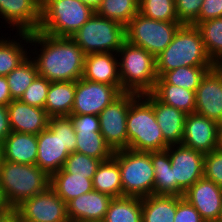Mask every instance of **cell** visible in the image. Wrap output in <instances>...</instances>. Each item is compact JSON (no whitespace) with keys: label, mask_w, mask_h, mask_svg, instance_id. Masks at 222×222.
Masks as SVG:
<instances>
[{"label":"cell","mask_w":222,"mask_h":222,"mask_svg":"<svg viewBox=\"0 0 222 222\" xmlns=\"http://www.w3.org/2000/svg\"><path fill=\"white\" fill-rule=\"evenodd\" d=\"M29 43L35 47L29 52L33 54L30 56L38 76L50 82H76L82 78L86 54L71 37L51 36L37 30L29 33Z\"/></svg>","instance_id":"1"},{"label":"cell","mask_w":222,"mask_h":222,"mask_svg":"<svg viewBox=\"0 0 222 222\" xmlns=\"http://www.w3.org/2000/svg\"><path fill=\"white\" fill-rule=\"evenodd\" d=\"M37 143L36 165L51 177L76 152V132L70 117H51L48 127L37 135Z\"/></svg>","instance_id":"2"},{"label":"cell","mask_w":222,"mask_h":222,"mask_svg":"<svg viewBox=\"0 0 222 222\" xmlns=\"http://www.w3.org/2000/svg\"><path fill=\"white\" fill-rule=\"evenodd\" d=\"M128 149L140 152L166 150L162 131L152 107V93L138 95L129 106L127 120Z\"/></svg>","instance_id":"3"},{"label":"cell","mask_w":222,"mask_h":222,"mask_svg":"<svg viewBox=\"0 0 222 222\" xmlns=\"http://www.w3.org/2000/svg\"><path fill=\"white\" fill-rule=\"evenodd\" d=\"M186 66H213L199 29L190 24H183L171 43L156 57L158 77L167 71Z\"/></svg>","instance_id":"4"},{"label":"cell","mask_w":222,"mask_h":222,"mask_svg":"<svg viewBox=\"0 0 222 222\" xmlns=\"http://www.w3.org/2000/svg\"><path fill=\"white\" fill-rule=\"evenodd\" d=\"M117 55L122 91L137 95L151 93L158 79L156 58L145 49L127 41Z\"/></svg>","instance_id":"5"},{"label":"cell","mask_w":222,"mask_h":222,"mask_svg":"<svg viewBox=\"0 0 222 222\" xmlns=\"http://www.w3.org/2000/svg\"><path fill=\"white\" fill-rule=\"evenodd\" d=\"M49 186L50 176L37 165L1 160L0 187L13 210L24 200L44 192Z\"/></svg>","instance_id":"6"},{"label":"cell","mask_w":222,"mask_h":222,"mask_svg":"<svg viewBox=\"0 0 222 222\" xmlns=\"http://www.w3.org/2000/svg\"><path fill=\"white\" fill-rule=\"evenodd\" d=\"M95 12L81 0H42L38 31L72 37Z\"/></svg>","instance_id":"7"},{"label":"cell","mask_w":222,"mask_h":222,"mask_svg":"<svg viewBox=\"0 0 222 222\" xmlns=\"http://www.w3.org/2000/svg\"><path fill=\"white\" fill-rule=\"evenodd\" d=\"M121 172L123 196L144 198L153 194L155 172L150 152L114 151Z\"/></svg>","instance_id":"8"},{"label":"cell","mask_w":222,"mask_h":222,"mask_svg":"<svg viewBox=\"0 0 222 222\" xmlns=\"http://www.w3.org/2000/svg\"><path fill=\"white\" fill-rule=\"evenodd\" d=\"M71 38L86 55L117 53L126 41L125 26L95 12Z\"/></svg>","instance_id":"9"},{"label":"cell","mask_w":222,"mask_h":222,"mask_svg":"<svg viewBox=\"0 0 222 222\" xmlns=\"http://www.w3.org/2000/svg\"><path fill=\"white\" fill-rule=\"evenodd\" d=\"M182 25L179 21H158L138 13L125 26L126 41L156 58L171 43Z\"/></svg>","instance_id":"10"},{"label":"cell","mask_w":222,"mask_h":222,"mask_svg":"<svg viewBox=\"0 0 222 222\" xmlns=\"http://www.w3.org/2000/svg\"><path fill=\"white\" fill-rule=\"evenodd\" d=\"M18 222H70L67 204L49 186L14 209Z\"/></svg>","instance_id":"11"},{"label":"cell","mask_w":222,"mask_h":222,"mask_svg":"<svg viewBox=\"0 0 222 222\" xmlns=\"http://www.w3.org/2000/svg\"><path fill=\"white\" fill-rule=\"evenodd\" d=\"M137 96L135 93L123 92L98 115L100 133L113 151L128 148L127 114L130 103Z\"/></svg>","instance_id":"12"},{"label":"cell","mask_w":222,"mask_h":222,"mask_svg":"<svg viewBox=\"0 0 222 222\" xmlns=\"http://www.w3.org/2000/svg\"><path fill=\"white\" fill-rule=\"evenodd\" d=\"M122 93L121 86L107 85L83 78L78 79L75 82V97L71 114L99 115Z\"/></svg>","instance_id":"13"},{"label":"cell","mask_w":222,"mask_h":222,"mask_svg":"<svg viewBox=\"0 0 222 222\" xmlns=\"http://www.w3.org/2000/svg\"><path fill=\"white\" fill-rule=\"evenodd\" d=\"M173 181H177V196H183L194 183L204 177V157L182 144L169 146Z\"/></svg>","instance_id":"14"},{"label":"cell","mask_w":222,"mask_h":222,"mask_svg":"<svg viewBox=\"0 0 222 222\" xmlns=\"http://www.w3.org/2000/svg\"><path fill=\"white\" fill-rule=\"evenodd\" d=\"M220 125L197 113L187 114L182 145L204 155L219 148Z\"/></svg>","instance_id":"15"},{"label":"cell","mask_w":222,"mask_h":222,"mask_svg":"<svg viewBox=\"0 0 222 222\" xmlns=\"http://www.w3.org/2000/svg\"><path fill=\"white\" fill-rule=\"evenodd\" d=\"M41 5V0H0V18L12 31L31 33L39 29Z\"/></svg>","instance_id":"16"},{"label":"cell","mask_w":222,"mask_h":222,"mask_svg":"<svg viewBox=\"0 0 222 222\" xmlns=\"http://www.w3.org/2000/svg\"><path fill=\"white\" fill-rule=\"evenodd\" d=\"M195 113L222 123V73L214 68L205 74L196 89Z\"/></svg>","instance_id":"17"},{"label":"cell","mask_w":222,"mask_h":222,"mask_svg":"<svg viewBox=\"0 0 222 222\" xmlns=\"http://www.w3.org/2000/svg\"><path fill=\"white\" fill-rule=\"evenodd\" d=\"M183 197L205 222H217L222 207V188L213 181L202 177L185 191Z\"/></svg>","instance_id":"18"},{"label":"cell","mask_w":222,"mask_h":222,"mask_svg":"<svg viewBox=\"0 0 222 222\" xmlns=\"http://www.w3.org/2000/svg\"><path fill=\"white\" fill-rule=\"evenodd\" d=\"M7 109L14 132L38 135L48 127L50 117L43 108L28 105L18 99L12 100Z\"/></svg>","instance_id":"19"},{"label":"cell","mask_w":222,"mask_h":222,"mask_svg":"<svg viewBox=\"0 0 222 222\" xmlns=\"http://www.w3.org/2000/svg\"><path fill=\"white\" fill-rule=\"evenodd\" d=\"M112 199L109 195L92 190L70 200L67 203L69 221L102 222Z\"/></svg>","instance_id":"20"},{"label":"cell","mask_w":222,"mask_h":222,"mask_svg":"<svg viewBox=\"0 0 222 222\" xmlns=\"http://www.w3.org/2000/svg\"><path fill=\"white\" fill-rule=\"evenodd\" d=\"M83 79L121 86L117 53H91L85 56Z\"/></svg>","instance_id":"21"},{"label":"cell","mask_w":222,"mask_h":222,"mask_svg":"<svg viewBox=\"0 0 222 222\" xmlns=\"http://www.w3.org/2000/svg\"><path fill=\"white\" fill-rule=\"evenodd\" d=\"M152 107L155 112L156 121L162 131L164 141L169 146L181 144L187 114L160 102L153 94Z\"/></svg>","instance_id":"22"},{"label":"cell","mask_w":222,"mask_h":222,"mask_svg":"<svg viewBox=\"0 0 222 222\" xmlns=\"http://www.w3.org/2000/svg\"><path fill=\"white\" fill-rule=\"evenodd\" d=\"M0 148L3 160L36 165L37 135L12 131L0 145Z\"/></svg>","instance_id":"23"},{"label":"cell","mask_w":222,"mask_h":222,"mask_svg":"<svg viewBox=\"0 0 222 222\" xmlns=\"http://www.w3.org/2000/svg\"><path fill=\"white\" fill-rule=\"evenodd\" d=\"M75 97V81L50 82L44 106L48 116L61 117L71 115Z\"/></svg>","instance_id":"24"},{"label":"cell","mask_w":222,"mask_h":222,"mask_svg":"<svg viewBox=\"0 0 222 222\" xmlns=\"http://www.w3.org/2000/svg\"><path fill=\"white\" fill-rule=\"evenodd\" d=\"M3 36L0 37V76H7L29 56L27 48L30 45L26 47L29 43V33L17 32V36L20 37H18V41L14 38L10 40L9 36L3 39ZM23 42L24 44H22Z\"/></svg>","instance_id":"25"},{"label":"cell","mask_w":222,"mask_h":222,"mask_svg":"<svg viewBox=\"0 0 222 222\" xmlns=\"http://www.w3.org/2000/svg\"><path fill=\"white\" fill-rule=\"evenodd\" d=\"M50 187L67 204L70 200L93 190L92 179L74 175L63 168L50 177Z\"/></svg>","instance_id":"26"},{"label":"cell","mask_w":222,"mask_h":222,"mask_svg":"<svg viewBox=\"0 0 222 222\" xmlns=\"http://www.w3.org/2000/svg\"><path fill=\"white\" fill-rule=\"evenodd\" d=\"M150 157L155 172L153 194L177 196V181H173L169 147L166 150L150 152Z\"/></svg>","instance_id":"27"},{"label":"cell","mask_w":222,"mask_h":222,"mask_svg":"<svg viewBox=\"0 0 222 222\" xmlns=\"http://www.w3.org/2000/svg\"><path fill=\"white\" fill-rule=\"evenodd\" d=\"M177 196L150 195L142 198V222H174Z\"/></svg>","instance_id":"28"},{"label":"cell","mask_w":222,"mask_h":222,"mask_svg":"<svg viewBox=\"0 0 222 222\" xmlns=\"http://www.w3.org/2000/svg\"><path fill=\"white\" fill-rule=\"evenodd\" d=\"M92 183L93 190L100 193L109 195L112 198L123 196L119 164L113 157L100 163Z\"/></svg>","instance_id":"29"},{"label":"cell","mask_w":222,"mask_h":222,"mask_svg":"<svg viewBox=\"0 0 222 222\" xmlns=\"http://www.w3.org/2000/svg\"><path fill=\"white\" fill-rule=\"evenodd\" d=\"M160 102L186 114L195 113V92L172 84H155L151 92Z\"/></svg>","instance_id":"30"},{"label":"cell","mask_w":222,"mask_h":222,"mask_svg":"<svg viewBox=\"0 0 222 222\" xmlns=\"http://www.w3.org/2000/svg\"><path fill=\"white\" fill-rule=\"evenodd\" d=\"M102 222H142V198H113Z\"/></svg>","instance_id":"31"},{"label":"cell","mask_w":222,"mask_h":222,"mask_svg":"<svg viewBox=\"0 0 222 222\" xmlns=\"http://www.w3.org/2000/svg\"><path fill=\"white\" fill-rule=\"evenodd\" d=\"M76 152L107 161L113 157L114 151L106 143L100 130H75Z\"/></svg>","instance_id":"32"},{"label":"cell","mask_w":222,"mask_h":222,"mask_svg":"<svg viewBox=\"0 0 222 222\" xmlns=\"http://www.w3.org/2000/svg\"><path fill=\"white\" fill-rule=\"evenodd\" d=\"M213 66H186L165 72L155 84H172L196 92L202 78Z\"/></svg>","instance_id":"33"},{"label":"cell","mask_w":222,"mask_h":222,"mask_svg":"<svg viewBox=\"0 0 222 222\" xmlns=\"http://www.w3.org/2000/svg\"><path fill=\"white\" fill-rule=\"evenodd\" d=\"M96 13L126 26L139 13V0H102Z\"/></svg>","instance_id":"34"},{"label":"cell","mask_w":222,"mask_h":222,"mask_svg":"<svg viewBox=\"0 0 222 222\" xmlns=\"http://www.w3.org/2000/svg\"><path fill=\"white\" fill-rule=\"evenodd\" d=\"M37 76L36 64L29 55L17 68L6 76L12 99H20Z\"/></svg>","instance_id":"35"},{"label":"cell","mask_w":222,"mask_h":222,"mask_svg":"<svg viewBox=\"0 0 222 222\" xmlns=\"http://www.w3.org/2000/svg\"><path fill=\"white\" fill-rule=\"evenodd\" d=\"M196 27L208 56L214 61L222 53V17L200 22Z\"/></svg>","instance_id":"36"},{"label":"cell","mask_w":222,"mask_h":222,"mask_svg":"<svg viewBox=\"0 0 222 222\" xmlns=\"http://www.w3.org/2000/svg\"><path fill=\"white\" fill-rule=\"evenodd\" d=\"M139 13L158 21H178L175 0H139Z\"/></svg>","instance_id":"37"},{"label":"cell","mask_w":222,"mask_h":222,"mask_svg":"<svg viewBox=\"0 0 222 222\" xmlns=\"http://www.w3.org/2000/svg\"><path fill=\"white\" fill-rule=\"evenodd\" d=\"M102 161L78 152L71 153L63 166V169L74 175L86 176L92 179Z\"/></svg>","instance_id":"38"},{"label":"cell","mask_w":222,"mask_h":222,"mask_svg":"<svg viewBox=\"0 0 222 222\" xmlns=\"http://www.w3.org/2000/svg\"><path fill=\"white\" fill-rule=\"evenodd\" d=\"M49 87L50 81L37 76L19 100L28 105L44 109Z\"/></svg>","instance_id":"39"},{"label":"cell","mask_w":222,"mask_h":222,"mask_svg":"<svg viewBox=\"0 0 222 222\" xmlns=\"http://www.w3.org/2000/svg\"><path fill=\"white\" fill-rule=\"evenodd\" d=\"M204 177L222 188V149L218 148L204 157Z\"/></svg>","instance_id":"40"},{"label":"cell","mask_w":222,"mask_h":222,"mask_svg":"<svg viewBox=\"0 0 222 222\" xmlns=\"http://www.w3.org/2000/svg\"><path fill=\"white\" fill-rule=\"evenodd\" d=\"M203 0H175L178 21L182 24H192L199 16Z\"/></svg>","instance_id":"41"},{"label":"cell","mask_w":222,"mask_h":222,"mask_svg":"<svg viewBox=\"0 0 222 222\" xmlns=\"http://www.w3.org/2000/svg\"><path fill=\"white\" fill-rule=\"evenodd\" d=\"M174 222H205L199 212L183 196H177Z\"/></svg>","instance_id":"42"},{"label":"cell","mask_w":222,"mask_h":222,"mask_svg":"<svg viewBox=\"0 0 222 222\" xmlns=\"http://www.w3.org/2000/svg\"><path fill=\"white\" fill-rule=\"evenodd\" d=\"M222 17V0H203L198 18L191 24Z\"/></svg>","instance_id":"43"},{"label":"cell","mask_w":222,"mask_h":222,"mask_svg":"<svg viewBox=\"0 0 222 222\" xmlns=\"http://www.w3.org/2000/svg\"><path fill=\"white\" fill-rule=\"evenodd\" d=\"M75 130H100L98 115H69Z\"/></svg>","instance_id":"44"},{"label":"cell","mask_w":222,"mask_h":222,"mask_svg":"<svg viewBox=\"0 0 222 222\" xmlns=\"http://www.w3.org/2000/svg\"><path fill=\"white\" fill-rule=\"evenodd\" d=\"M11 132L7 106L0 105V145Z\"/></svg>","instance_id":"45"},{"label":"cell","mask_w":222,"mask_h":222,"mask_svg":"<svg viewBox=\"0 0 222 222\" xmlns=\"http://www.w3.org/2000/svg\"><path fill=\"white\" fill-rule=\"evenodd\" d=\"M6 76H0V105L8 106L12 101Z\"/></svg>","instance_id":"46"},{"label":"cell","mask_w":222,"mask_h":222,"mask_svg":"<svg viewBox=\"0 0 222 222\" xmlns=\"http://www.w3.org/2000/svg\"><path fill=\"white\" fill-rule=\"evenodd\" d=\"M14 217V210H1L0 222H9Z\"/></svg>","instance_id":"47"},{"label":"cell","mask_w":222,"mask_h":222,"mask_svg":"<svg viewBox=\"0 0 222 222\" xmlns=\"http://www.w3.org/2000/svg\"><path fill=\"white\" fill-rule=\"evenodd\" d=\"M1 210H13L7 203L2 188L0 187V211Z\"/></svg>","instance_id":"48"},{"label":"cell","mask_w":222,"mask_h":222,"mask_svg":"<svg viewBox=\"0 0 222 222\" xmlns=\"http://www.w3.org/2000/svg\"><path fill=\"white\" fill-rule=\"evenodd\" d=\"M84 4H86L87 6L91 7L94 11H96L102 0H81Z\"/></svg>","instance_id":"49"},{"label":"cell","mask_w":222,"mask_h":222,"mask_svg":"<svg viewBox=\"0 0 222 222\" xmlns=\"http://www.w3.org/2000/svg\"><path fill=\"white\" fill-rule=\"evenodd\" d=\"M213 68L222 73V53L213 61Z\"/></svg>","instance_id":"50"},{"label":"cell","mask_w":222,"mask_h":222,"mask_svg":"<svg viewBox=\"0 0 222 222\" xmlns=\"http://www.w3.org/2000/svg\"><path fill=\"white\" fill-rule=\"evenodd\" d=\"M219 148L222 149V123L220 124V132H219Z\"/></svg>","instance_id":"51"},{"label":"cell","mask_w":222,"mask_h":222,"mask_svg":"<svg viewBox=\"0 0 222 222\" xmlns=\"http://www.w3.org/2000/svg\"><path fill=\"white\" fill-rule=\"evenodd\" d=\"M71 222H98V221L75 220V221H71Z\"/></svg>","instance_id":"52"},{"label":"cell","mask_w":222,"mask_h":222,"mask_svg":"<svg viewBox=\"0 0 222 222\" xmlns=\"http://www.w3.org/2000/svg\"><path fill=\"white\" fill-rule=\"evenodd\" d=\"M217 222H222V207H221L220 216H219V218H218Z\"/></svg>","instance_id":"53"},{"label":"cell","mask_w":222,"mask_h":222,"mask_svg":"<svg viewBox=\"0 0 222 222\" xmlns=\"http://www.w3.org/2000/svg\"><path fill=\"white\" fill-rule=\"evenodd\" d=\"M9 222H18V220L15 217H13Z\"/></svg>","instance_id":"54"},{"label":"cell","mask_w":222,"mask_h":222,"mask_svg":"<svg viewBox=\"0 0 222 222\" xmlns=\"http://www.w3.org/2000/svg\"><path fill=\"white\" fill-rule=\"evenodd\" d=\"M1 160H2V155H1V148H0V162H1Z\"/></svg>","instance_id":"55"}]
</instances>
